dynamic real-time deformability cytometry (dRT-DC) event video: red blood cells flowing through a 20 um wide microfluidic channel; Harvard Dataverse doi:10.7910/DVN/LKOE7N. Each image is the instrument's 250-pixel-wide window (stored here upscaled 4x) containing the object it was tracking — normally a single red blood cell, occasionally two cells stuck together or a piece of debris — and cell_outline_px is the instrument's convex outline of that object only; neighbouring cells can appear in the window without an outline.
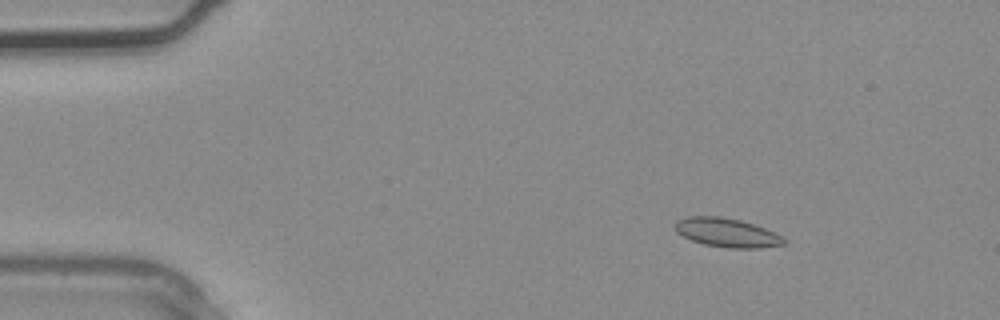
{"species": "common noctule bat (a hibernating species)", "species_latin": "Nyctalus noctula", "temperature_condition": "warm", "stored_images_in_passage": 2, "camera_frame_rate_fps": 3000, "um_per_image_px": 0.085, "animal": {"sex": "male", "body_mass_g": 20.4}, "frame": {"image": 1, "passage_image": 1, "time_ms": 0.0, "image_size_px": [1000, 320], "cell_outline_px": [[788, 244], [760, 248], [728, 248], [704, 244], [692, 240], [676, 232], [672, 228], [672, 224], [676, 220], [688, 216], [720, 216], [740, 220], [764, 228], [788, 240]], "centroid_in_image_um": [61.75, 19.77], "position_along_channel_um": 23.3, "area_um2": 18.5}}